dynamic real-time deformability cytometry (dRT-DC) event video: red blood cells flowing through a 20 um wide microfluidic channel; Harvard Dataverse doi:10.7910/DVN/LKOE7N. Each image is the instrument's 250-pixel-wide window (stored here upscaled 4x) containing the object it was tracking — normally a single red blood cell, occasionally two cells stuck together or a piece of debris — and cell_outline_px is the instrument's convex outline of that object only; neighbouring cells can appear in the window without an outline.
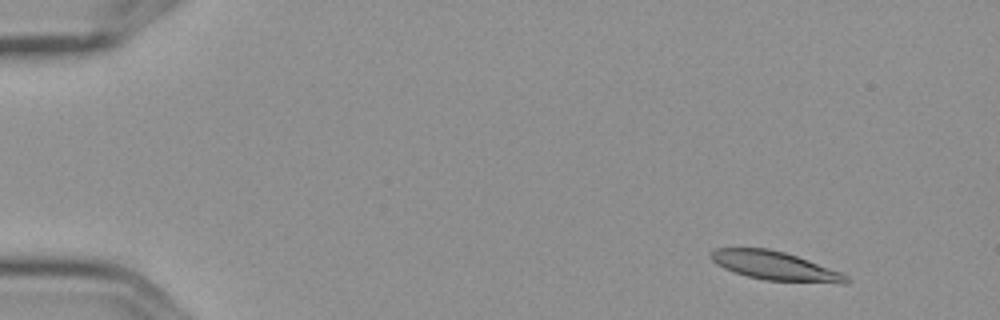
{"species": "Egyptian fruit bat (a non-hibernating species)", "species_latin": "Rousettus aegyptiacus", "temperature_condition": "cold", "stored_images_in_passage": 6, "camera_frame_rate_fps": 3000, "um_per_image_px": 0.085, "frame": {"image": 1, "passage_image": 1, "time_ms": 0.0, "image_size_px": [1000, 320], "cell_outline_px": [[852, 280], [848, 284], [840, 284], [764, 280], [748, 276], [724, 268], [716, 264], [712, 260], [712, 252], [716, 248], [768, 248], [784, 252], [808, 260], [840, 272], [848, 276]], "centroid_in_image_um": [65.95, 22.62], "position_along_channel_um": 19.1, "area_um2": 22.6}}
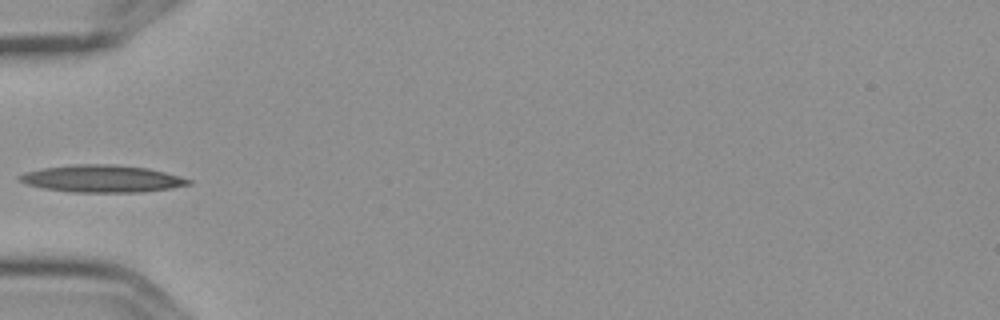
{"frame": {"image": 2, "passage_image": 5, "time_ms": 1.333, "image_size_px": [1000, 320], "cell_outline_px": [[192, 184], [172, 188], [144, 192], [72, 192], [44, 188], [28, 184], [16, 180], [16, 176], [24, 172], [40, 168], [72, 164], [112, 164], [148, 168], [180, 176], [192, 180]], "centroid_in_image_um": [8.65, 15.18], "position_along_channel_um": 76.4, "area_um2": 27.05}}
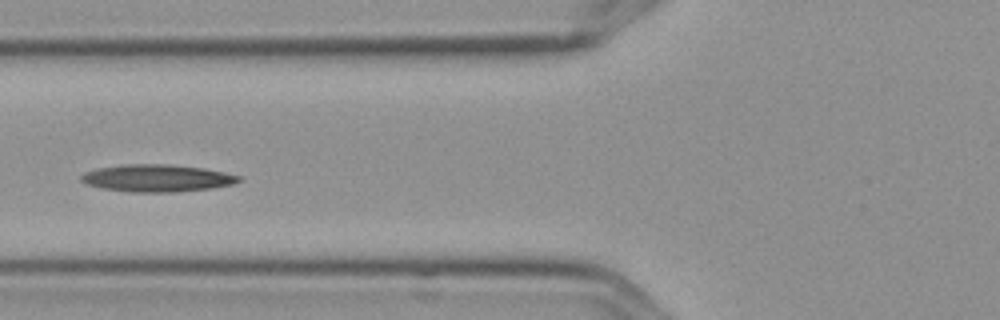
{"frame": {"image": 3, "passage_image": 6, "time_ms": 1.667, "image_size_px": [1000, 320], "cell_outline_px": [[244, 180], [232, 184], [212, 188], [176, 192], [132, 192], [100, 188], [88, 184], [80, 180], [80, 176], [84, 172], [96, 168], [124, 164], [168, 164], [204, 168], [224, 172], [240, 176]], "centroid_in_image_um": [13.35, 15.14], "position_along_channel_um": 112.5, "area_um2": 25.2}}